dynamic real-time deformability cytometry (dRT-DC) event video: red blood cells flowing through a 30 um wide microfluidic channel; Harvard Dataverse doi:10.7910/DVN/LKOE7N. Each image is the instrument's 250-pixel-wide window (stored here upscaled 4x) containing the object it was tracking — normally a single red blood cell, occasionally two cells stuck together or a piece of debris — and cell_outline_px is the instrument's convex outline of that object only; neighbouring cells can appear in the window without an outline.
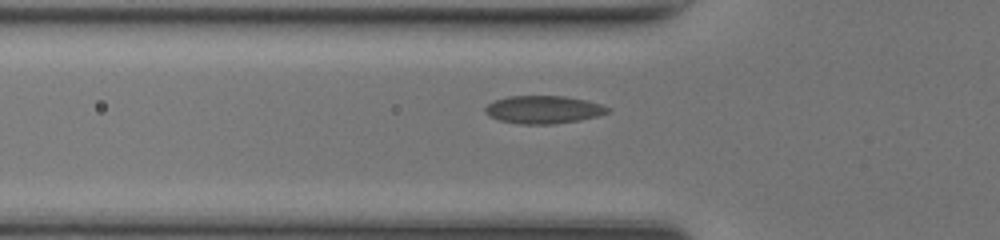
{"species": "common noctule bat (a hibernating species)", "species_latin": "Nyctalus noctula", "temperature_condition": "room temperature", "stored_images_in_passage": 30, "camera_frame_rate_fps": 3000, "um_per_image_px": 0.085, "animal": {"sex": "female", "body_mass_g": 17.0, "forearm_length_mm": 48.0}, "frame": {"image": 1, "passage_image": 2, "time_ms": 0.333, "image_size_px": [1000, 240], "cell_outline_px": [[612, 108], [608, 112], [600, 116], [580, 120], [552, 124], [520, 124], [500, 120], [488, 116], [484, 112], [484, 108], [488, 104], [496, 100], [508, 96], [564, 96], [588, 100]], "centroid_in_image_um": [46.21, 9.32], "position_along_channel_um": 79.6, "area_um2": 20.0}}
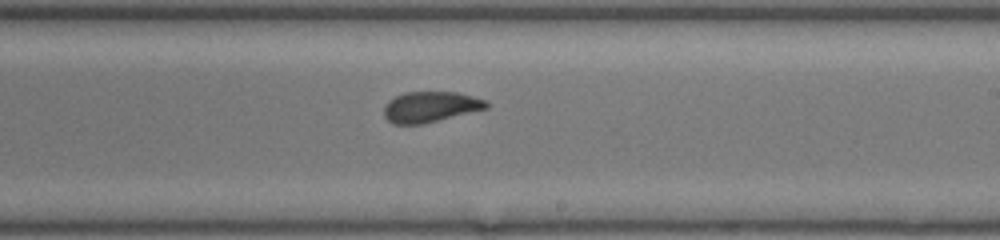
{"frame": {"image": 2, "passage_image": 14, "time_ms": 4.333, "image_size_px": [1000, 240], "cell_outline_px": [[488, 108], [420, 124], [392, 124], [384, 116], [384, 108], [388, 100], [404, 92], [456, 92], [488, 100]], "centroid_in_image_um": [36.57, 9.07], "position_along_channel_um": 252.4, "area_um2": 18.15}}
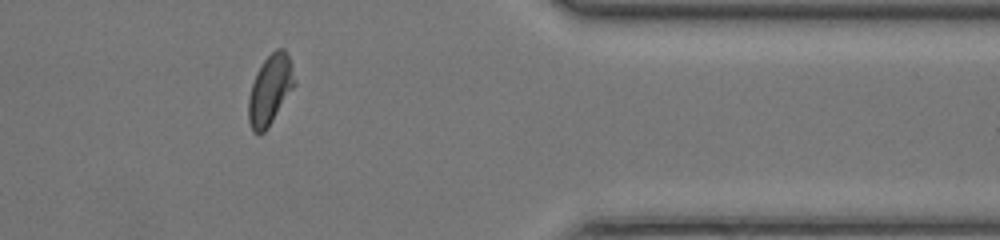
{"frame": {"image": 3, "passage_image": 25, "time_ms": 8.0, "image_size_px": [1000, 240], "cell_outline_px": [[296, 84], [268, 128], [260, 136], [252, 132], [248, 120], [248, 96], [256, 72], [264, 60], [276, 48], [284, 48], [288, 52], [292, 64], [296, 80]], "centroid_in_image_um": [22.96, 7.64], "position_along_channel_um": 388.4, "area_um2": 19.13}}